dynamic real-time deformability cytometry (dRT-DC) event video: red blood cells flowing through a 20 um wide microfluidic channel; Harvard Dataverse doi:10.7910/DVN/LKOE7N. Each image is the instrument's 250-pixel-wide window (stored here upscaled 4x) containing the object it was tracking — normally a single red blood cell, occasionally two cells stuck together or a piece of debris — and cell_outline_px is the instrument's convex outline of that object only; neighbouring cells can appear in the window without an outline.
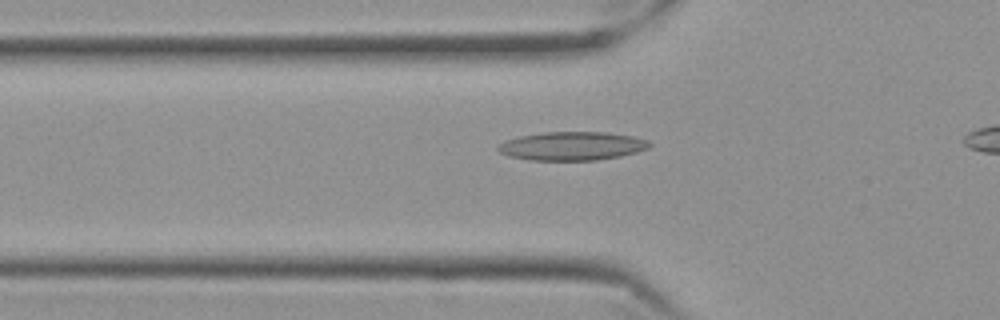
{"species": "Egyptian fruit bat (a non-hibernating species)", "species_latin": "Rousettus aegyptiacus", "temperature_condition": "cold", "stored_images_in_passage": 44, "camera_frame_rate_fps": 3000, "um_per_image_px": 0.085, "frame": {"image": 1, "passage_image": 13, "time_ms": 4.0, "image_size_px": [1000, 320], "cell_outline_px": [[652, 144], [648, 148], [636, 152], [620, 156], [596, 160], [532, 160], [508, 156], [500, 152], [496, 148], [500, 144], [508, 140], [520, 136], [544, 132], [608, 132], [632, 136], [648, 140]], "centroid_in_image_um": [48.65, 12.41], "position_along_channel_um": 77.2, "area_um2": 25.09}}
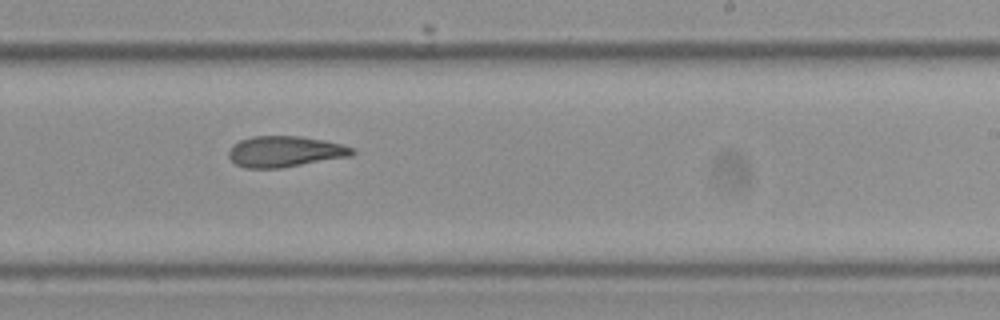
{"frame": {"image": 2, "passage_image": 29, "time_ms": 9.333, "image_size_px": [1000, 320], "cell_outline_px": [[356, 152], [352, 156], [280, 168], [244, 168], [236, 164], [228, 156], [228, 152], [232, 144], [240, 140], [252, 136], [300, 136], [324, 140], [340, 144], [352, 148]], "centroid_in_image_um": [24.2, 12.88], "position_along_channel_um": 264.8, "area_um2": 22.31}}
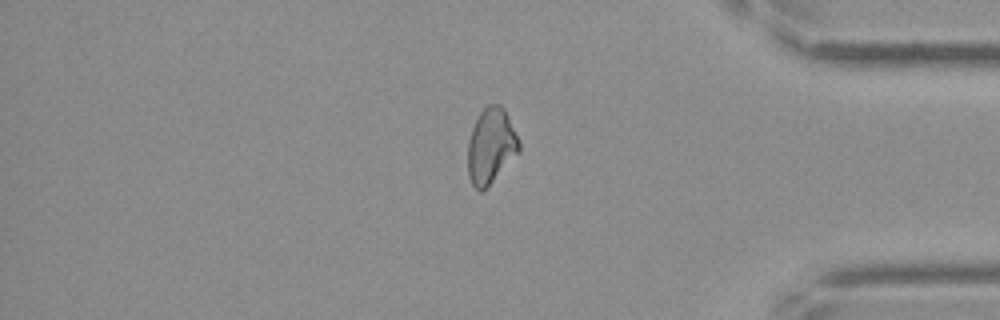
{"frame": {"image": 3, "passage_image": 42, "time_ms": 13.667, "image_size_px": [1000, 320], "cell_outline_px": [[520, 152], [480, 192], [472, 184], [468, 176], [468, 140], [472, 128], [480, 112], [488, 104], [500, 104], [504, 108], [520, 140]], "centroid_in_image_um": [41.74, 12.36], "position_along_channel_um": 393.5, "area_um2": 22.31}, "authors_computed_cell_mechanics": {"area_um2": 22.253, "velocity_mm_per_s": 3.499, "shape_relaxation_time_tau1_ms": null, "shape_relaxation_time_tau2_ms": 9.3577, "deformation_change_tau1": null, "deformation_change_tau2": 0.1934}}